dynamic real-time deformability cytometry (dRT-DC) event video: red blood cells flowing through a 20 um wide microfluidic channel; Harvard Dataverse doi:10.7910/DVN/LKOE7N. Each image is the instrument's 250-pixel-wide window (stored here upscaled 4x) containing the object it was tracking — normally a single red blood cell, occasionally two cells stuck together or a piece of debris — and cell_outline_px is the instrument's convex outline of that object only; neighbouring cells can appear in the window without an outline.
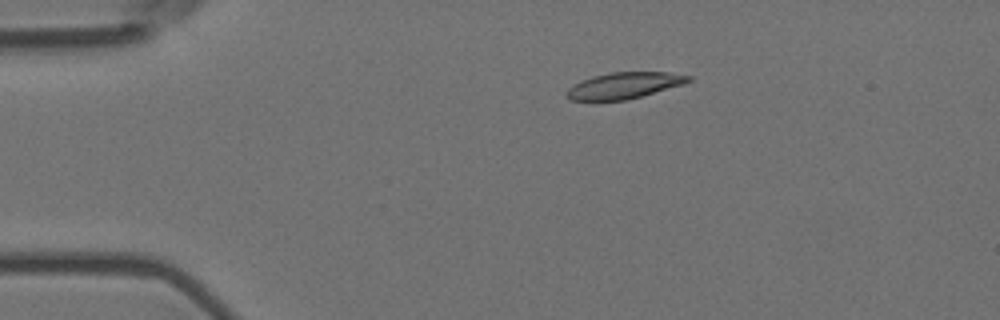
{"species": "Egyptian fruit bat (a non-hibernating species)", "species_latin": "Rousettus aegyptiacus", "temperature_condition": "room temperature", "stored_images_in_passage": 45, "camera_frame_rate_fps": 3000, "um_per_image_px": 0.085, "animal": {"sex": "female"}, "frame": {"image": 1, "passage_image": 1, "time_ms": 0.0, "image_size_px": [1000, 320], "cell_outline_px": [[692, 80], [684, 84], [640, 96], [624, 100], [568, 100], [564, 92], [572, 84], [580, 80], [592, 76], [612, 72], [668, 72], [692, 76]], "centroid_in_image_um": [53.01, 7.26], "position_along_channel_um": 32.0, "area_um2": 18.67}}
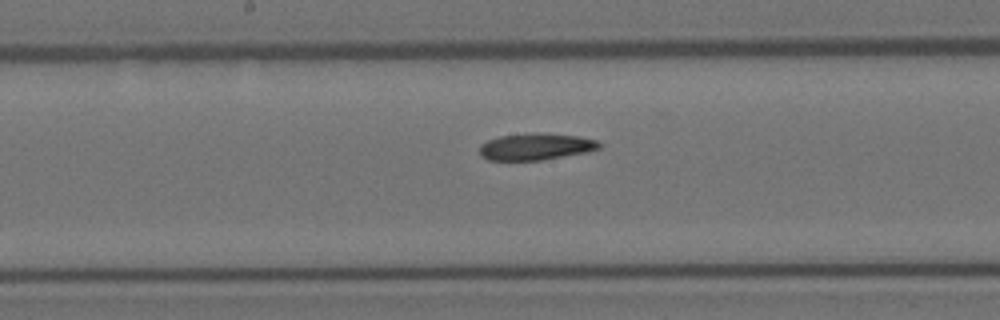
{"frame": {"image": 2, "passage_image": 19, "time_ms": 6.0, "image_size_px": [1000, 320], "cell_outline_px": [[604, 144], [600, 148], [584, 152], [540, 160], [488, 160], [480, 156], [480, 144], [488, 140], [500, 136], [536, 132], [544, 132], [580, 136], [596, 140]], "centroid_in_image_um": [45.54, 12.44], "position_along_channel_um": 202.7, "area_um2": 18.73}}
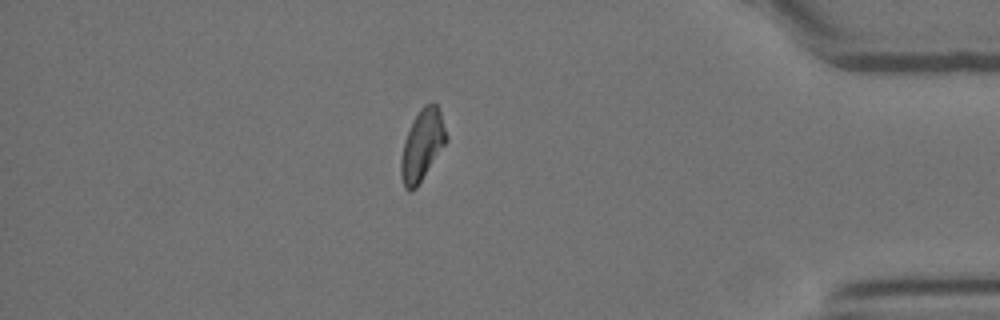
{"frame": {"image": 3, "passage_image": 38, "time_ms": 12.333, "image_size_px": [1000, 320], "cell_outline_px": [[448, 140], [416, 188], [408, 192], [404, 188], [400, 176], [400, 160], [404, 140], [420, 108], [424, 104], [436, 104], [440, 108], [448, 136]], "centroid_in_image_um": [35.89, 12.35], "position_along_channel_um": 399.3, "area_um2": 18.79}, "authors_computed_cell_mechanics": {"area_um2": 18.8428, "velocity_mm_per_s": 3.6799, "shape_relaxation_time_tau1_ms": null, "shape_relaxation_time_tau2_ms": 8.0064, "deformation_change_tau1": null, "deformation_change_tau2": 0.1718}}